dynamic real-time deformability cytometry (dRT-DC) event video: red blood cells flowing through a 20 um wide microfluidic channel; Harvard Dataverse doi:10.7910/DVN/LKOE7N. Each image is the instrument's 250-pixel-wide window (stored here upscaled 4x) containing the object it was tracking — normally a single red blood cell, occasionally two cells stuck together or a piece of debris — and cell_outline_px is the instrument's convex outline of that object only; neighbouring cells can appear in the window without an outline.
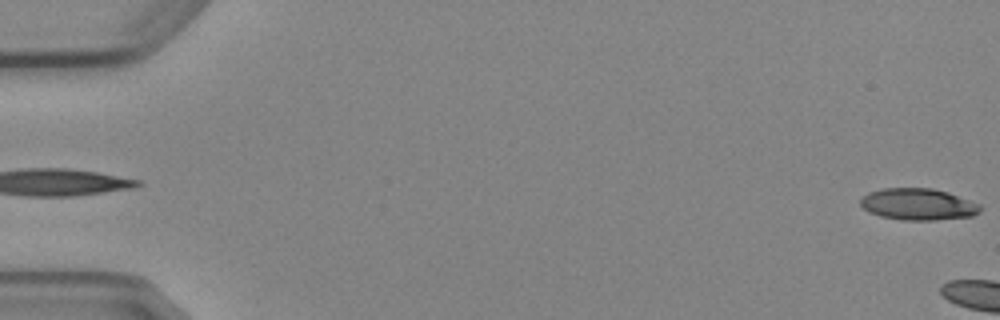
{"species": "Egyptian fruit bat (a non-hibernating species)", "species_latin": "Rousettus aegyptiacus", "temperature_condition": "cold", "stored_images_in_passage": 4, "segment_of_instrument_passage": [2, 2], "camera_frame_rate_fps": 3000, "um_per_image_px": 0.085, "animal": {"sex": "female"}, "frame": {"image": 1, "passage_image": 4, "time_ms": 4.333, "image_size_px": [1000, 320], "cell_outline_px": [[980, 212], [972, 216], [936, 220], [900, 220], [880, 216], [868, 212], [860, 204], [860, 200], [868, 192], [884, 188], [932, 188], [948, 192], [980, 204]], "centroid_in_image_um": [78.03, 17.36], "position_along_channel_um": 7.0, "area_um2": 22.14}}